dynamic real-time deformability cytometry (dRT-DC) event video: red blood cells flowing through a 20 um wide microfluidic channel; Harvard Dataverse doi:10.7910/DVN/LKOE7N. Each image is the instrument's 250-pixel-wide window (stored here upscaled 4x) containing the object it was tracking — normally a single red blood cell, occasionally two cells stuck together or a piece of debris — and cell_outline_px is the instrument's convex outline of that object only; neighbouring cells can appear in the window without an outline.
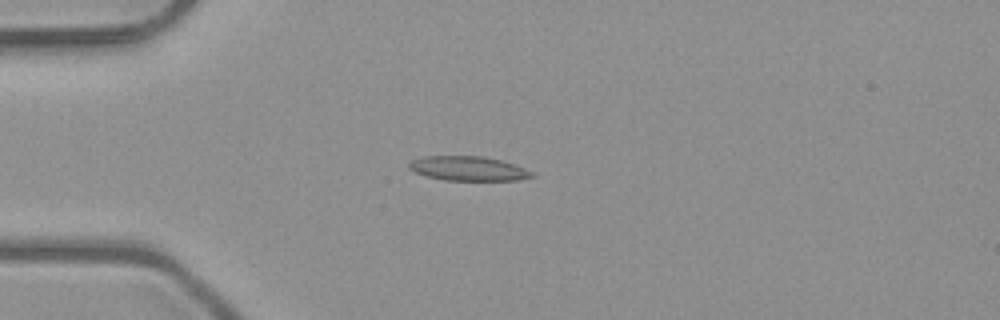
{"species": "common noctule bat (a hibernating species)", "species_latin": "Nyctalus noctula", "temperature_condition": "room temperature", "stored_images_in_passage": 5, "camera_frame_rate_fps": 3000, "um_per_image_px": 0.085, "animal": {"sex": "male", "body_mass_g": 23.1, "forearm_length_mm": 52.7}, "frame": {"image": 1, "passage_image": 3, "time_ms": 0.667, "image_size_px": [1000, 320], "cell_outline_px": [[536, 176], [516, 180], [444, 180], [428, 176], [416, 172], [408, 168], [408, 164], [412, 160], [424, 156], [484, 156], [500, 160], [524, 168], [532, 172]], "centroid_in_image_um": [39.79, 14.32], "position_along_channel_um": 45.2, "area_um2": 17.28}}
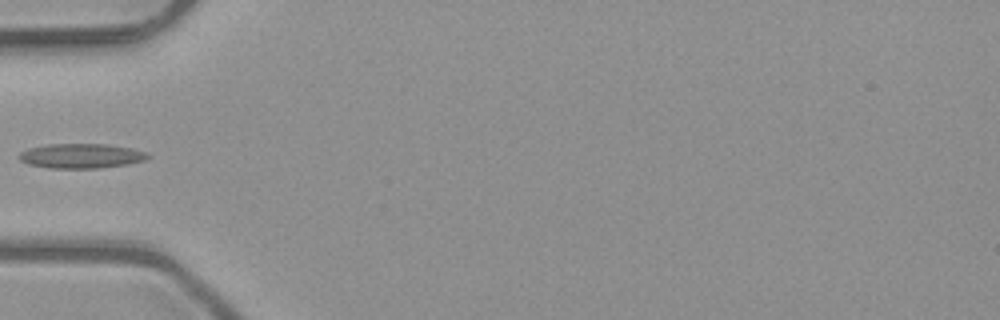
{"frame": {"image": 2, "passage_image": 4, "time_ms": 1.0, "image_size_px": [1000, 320], "cell_outline_px": [[152, 156], [144, 160], [128, 164], [100, 168], [48, 168], [28, 164], [20, 160], [16, 156], [20, 152], [28, 148], [48, 144], [104, 144], [132, 148], [148, 152]], "centroid_in_image_um": [6.9, 13.25], "position_along_channel_um": 78.1, "area_um2": 18.67}}
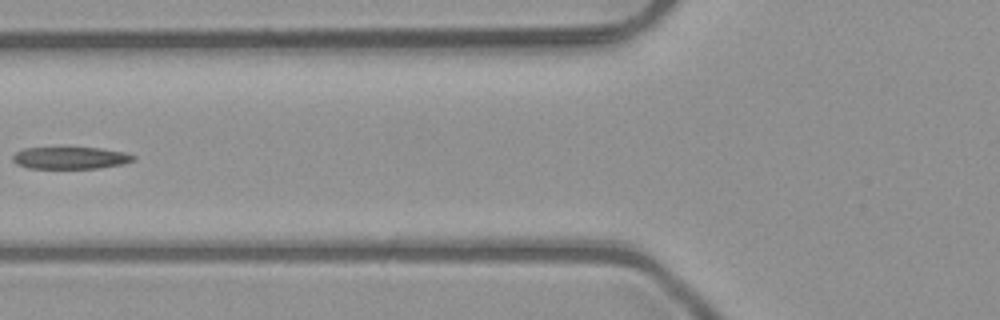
{"frame": {"image": 3, "passage_image": 5, "time_ms": 1.333, "image_size_px": [1000, 320], "cell_outline_px": [[136, 160], [124, 164], [100, 168], [28, 168], [16, 164], [12, 160], [12, 156], [16, 152], [24, 148], [100, 148], [124, 152], [136, 156]], "centroid_in_image_um": [6.01, 13.43], "position_along_channel_um": 119.8, "area_um2": 15.55}}